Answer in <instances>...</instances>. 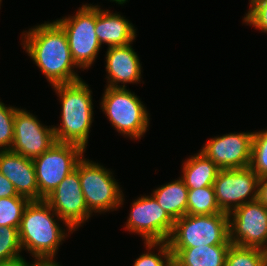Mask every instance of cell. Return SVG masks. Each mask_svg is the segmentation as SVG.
<instances>
[{"mask_svg": "<svg viewBox=\"0 0 267 266\" xmlns=\"http://www.w3.org/2000/svg\"><path fill=\"white\" fill-rule=\"evenodd\" d=\"M225 266H267V251L231 244Z\"/></svg>", "mask_w": 267, "mask_h": 266, "instance_id": "22", "label": "cell"}, {"mask_svg": "<svg viewBox=\"0 0 267 266\" xmlns=\"http://www.w3.org/2000/svg\"><path fill=\"white\" fill-rule=\"evenodd\" d=\"M258 200L267 207V176L259 178Z\"/></svg>", "mask_w": 267, "mask_h": 266, "instance_id": "30", "label": "cell"}, {"mask_svg": "<svg viewBox=\"0 0 267 266\" xmlns=\"http://www.w3.org/2000/svg\"><path fill=\"white\" fill-rule=\"evenodd\" d=\"M213 186L219 208L229 213L247 202L258 199L259 177L249 166L220 169Z\"/></svg>", "mask_w": 267, "mask_h": 266, "instance_id": "10", "label": "cell"}, {"mask_svg": "<svg viewBox=\"0 0 267 266\" xmlns=\"http://www.w3.org/2000/svg\"><path fill=\"white\" fill-rule=\"evenodd\" d=\"M56 143L53 126H43L40 121L23 109H17L14 119V140L11 151L34 159Z\"/></svg>", "mask_w": 267, "mask_h": 266, "instance_id": "13", "label": "cell"}, {"mask_svg": "<svg viewBox=\"0 0 267 266\" xmlns=\"http://www.w3.org/2000/svg\"><path fill=\"white\" fill-rule=\"evenodd\" d=\"M220 168L200 151L183 163V176L188 189L213 186Z\"/></svg>", "mask_w": 267, "mask_h": 266, "instance_id": "19", "label": "cell"}, {"mask_svg": "<svg viewBox=\"0 0 267 266\" xmlns=\"http://www.w3.org/2000/svg\"><path fill=\"white\" fill-rule=\"evenodd\" d=\"M231 244L170 248L173 266H225Z\"/></svg>", "mask_w": 267, "mask_h": 266, "instance_id": "18", "label": "cell"}, {"mask_svg": "<svg viewBox=\"0 0 267 266\" xmlns=\"http://www.w3.org/2000/svg\"><path fill=\"white\" fill-rule=\"evenodd\" d=\"M145 246L151 250L159 246L158 255L152 251L140 255L135 261L133 266H173V255L169 248L167 241L161 242H144Z\"/></svg>", "mask_w": 267, "mask_h": 266, "instance_id": "26", "label": "cell"}, {"mask_svg": "<svg viewBox=\"0 0 267 266\" xmlns=\"http://www.w3.org/2000/svg\"><path fill=\"white\" fill-rule=\"evenodd\" d=\"M151 195L174 221L187 214L188 188L182 178L162 185Z\"/></svg>", "mask_w": 267, "mask_h": 266, "instance_id": "20", "label": "cell"}, {"mask_svg": "<svg viewBox=\"0 0 267 266\" xmlns=\"http://www.w3.org/2000/svg\"><path fill=\"white\" fill-rule=\"evenodd\" d=\"M249 167L259 178L267 176V130L253 133Z\"/></svg>", "mask_w": 267, "mask_h": 266, "instance_id": "24", "label": "cell"}, {"mask_svg": "<svg viewBox=\"0 0 267 266\" xmlns=\"http://www.w3.org/2000/svg\"><path fill=\"white\" fill-rule=\"evenodd\" d=\"M29 263L23 257L0 263V266H28Z\"/></svg>", "mask_w": 267, "mask_h": 266, "instance_id": "31", "label": "cell"}, {"mask_svg": "<svg viewBox=\"0 0 267 266\" xmlns=\"http://www.w3.org/2000/svg\"><path fill=\"white\" fill-rule=\"evenodd\" d=\"M131 206L126 223V229L129 232L140 234L145 242L168 240L175 221L152 195L138 197Z\"/></svg>", "mask_w": 267, "mask_h": 266, "instance_id": "11", "label": "cell"}, {"mask_svg": "<svg viewBox=\"0 0 267 266\" xmlns=\"http://www.w3.org/2000/svg\"><path fill=\"white\" fill-rule=\"evenodd\" d=\"M54 215L61 220L45 200L30 201L23 212L18 228L20 243L35 260L55 258L60 243L67 236Z\"/></svg>", "mask_w": 267, "mask_h": 266, "instance_id": "3", "label": "cell"}, {"mask_svg": "<svg viewBox=\"0 0 267 266\" xmlns=\"http://www.w3.org/2000/svg\"><path fill=\"white\" fill-rule=\"evenodd\" d=\"M228 219L232 245L267 251V207L258 199L235 208Z\"/></svg>", "mask_w": 267, "mask_h": 266, "instance_id": "9", "label": "cell"}, {"mask_svg": "<svg viewBox=\"0 0 267 266\" xmlns=\"http://www.w3.org/2000/svg\"><path fill=\"white\" fill-rule=\"evenodd\" d=\"M18 108L6 107L0 101V151L11 150L14 140V119Z\"/></svg>", "mask_w": 267, "mask_h": 266, "instance_id": "27", "label": "cell"}, {"mask_svg": "<svg viewBox=\"0 0 267 266\" xmlns=\"http://www.w3.org/2000/svg\"><path fill=\"white\" fill-rule=\"evenodd\" d=\"M61 100V125L53 126L56 142L72 143L84 150L93 117L91 90L83 80L52 86Z\"/></svg>", "mask_w": 267, "mask_h": 266, "instance_id": "2", "label": "cell"}, {"mask_svg": "<svg viewBox=\"0 0 267 266\" xmlns=\"http://www.w3.org/2000/svg\"><path fill=\"white\" fill-rule=\"evenodd\" d=\"M28 266H60L55 260L49 259V260H35L33 264H30Z\"/></svg>", "mask_w": 267, "mask_h": 266, "instance_id": "32", "label": "cell"}, {"mask_svg": "<svg viewBox=\"0 0 267 266\" xmlns=\"http://www.w3.org/2000/svg\"><path fill=\"white\" fill-rule=\"evenodd\" d=\"M0 172L14 185L18 195L39 201L33 159L11 150L0 151Z\"/></svg>", "mask_w": 267, "mask_h": 266, "instance_id": "15", "label": "cell"}, {"mask_svg": "<svg viewBox=\"0 0 267 266\" xmlns=\"http://www.w3.org/2000/svg\"><path fill=\"white\" fill-rule=\"evenodd\" d=\"M120 14L110 13L109 10H102L96 6L95 32L97 38L102 43L112 46H125L133 42L136 38V29Z\"/></svg>", "mask_w": 267, "mask_h": 266, "instance_id": "17", "label": "cell"}, {"mask_svg": "<svg viewBox=\"0 0 267 266\" xmlns=\"http://www.w3.org/2000/svg\"><path fill=\"white\" fill-rule=\"evenodd\" d=\"M255 1H256V0H250V3H249V4L251 5V4H252L253 2H255Z\"/></svg>", "mask_w": 267, "mask_h": 266, "instance_id": "34", "label": "cell"}, {"mask_svg": "<svg viewBox=\"0 0 267 266\" xmlns=\"http://www.w3.org/2000/svg\"><path fill=\"white\" fill-rule=\"evenodd\" d=\"M72 233L91 217L82 188L79 172L75 169L44 199Z\"/></svg>", "mask_w": 267, "mask_h": 266, "instance_id": "12", "label": "cell"}, {"mask_svg": "<svg viewBox=\"0 0 267 266\" xmlns=\"http://www.w3.org/2000/svg\"><path fill=\"white\" fill-rule=\"evenodd\" d=\"M221 212L223 211L217 204L214 186L188 189V215H213Z\"/></svg>", "mask_w": 267, "mask_h": 266, "instance_id": "21", "label": "cell"}, {"mask_svg": "<svg viewBox=\"0 0 267 266\" xmlns=\"http://www.w3.org/2000/svg\"><path fill=\"white\" fill-rule=\"evenodd\" d=\"M107 86L126 88L127 83H139L141 79V63L131 46L108 47L106 52ZM121 82L120 85L119 83ZM126 83V84H125ZM119 84V85H118Z\"/></svg>", "mask_w": 267, "mask_h": 266, "instance_id": "16", "label": "cell"}, {"mask_svg": "<svg viewBox=\"0 0 267 266\" xmlns=\"http://www.w3.org/2000/svg\"><path fill=\"white\" fill-rule=\"evenodd\" d=\"M30 200L26 197L0 198V226L19 228L23 212Z\"/></svg>", "mask_w": 267, "mask_h": 266, "instance_id": "23", "label": "cell"}, {"mask_svg": "<svg viewBox=\"0 0 267 266\" xmlns=\"http://www.w3.org/2000/svg\"><path fill=\"white\" fill-rule=\"evenodd\" d=\"M141 100L129 89L106 87L101 108L121 134L140 139L149 126V116Z\"/></svg>", "mask_w": 267, "mask_h": 266, "instance_id": "5", "label": "cell"}, {"mask_svg": "<svg viewBox=\"0 0 267 266\" xmlns=\"http://www.w3.org/2000/svg\"><path fill=\"white\" fill-rule=\"evenodd\" d=\"M84 152L79 145L56 142L42 155L33 159L39 201L49 196L65 177L75 170Z\"/></svg>", "mask_w": 267, "mask_h": 266, "instance_id": "8", "label": "cell"}, {"mask_svg": "<svg viewBox=\"0 0 267 266\" xmlns=\"http://www.w3.org/2000/svg\"><path fill=\"white\" fill-rule=\"evenodd\" d=\"M75 169L79 172L84 200L91 213L112 211L123 205L122 190L110 170L84 156Z\"/></svg>", "mask_w": 267, "mask_h": 266, "instance_id": "6", "label": "cell"}, {"mask_svg": "<svg viewBox=\"0 0 267 266\" xmlns=\"http://www.w3.org/2000/svg\"><path fill=\"white\" fill-rule=\"evenodd\" d=\"M111 1H114V2H116V3H118V4H123V3H125L127 0H111Z\"/></svg>", "mask_w": 267, "mask_h": 266, "instance_id": "33", "label": "cell"}, {"mask_svg": "<svg viewBox=\"0 0 267 266\" xmlns=\"http://www.w3.org/2000/svg\"><path fill=\"white\" fill-rule=\"evenodd\" d=\"M26 33L23 32V48L51 86L82 80L73 69L77 66L70 53L67 35L56 21L37 25Z\"/></svg>", "mask_w": 267, "mask_h": 266, "instance_id": "1", "label": "cell"}, {"mask_svg": "<svg viewBox=\"0 0 267 266\" xmlns=\"http://www.w3.org/2000/svg\"><path fill=\"white\" fill-rule=\"evenodd\" d=\"M23 197L18 195L14 185L0 172V198Z\"/></svg>", "mask_w": 267, "mask_h": 266, "instance_id": "29", "label": "cell"}, {"mask_svg": "<svg viewBox=\"0 0 267 266\" xmlns=\"http://www.w3.org/2000/svg\"><path fill=\"white\" fill-rule=\"evenodd\" d=\"M19 232L15 227L0 226V263L22 257Z\"/></svg>", "mask_w": 267, "mask_h": 266, "instance_id": "25", "label": "cell"}, {"mask_svg": "<svg viewBox=\"0 0 267 266\" xmlns=\"http://www.w3.org/2000/svg\"><path fill=\"white\" fill-rule=\"evenodd\" d=\"M253 133H229L211 138L200 152L220 169L248 167L251 161Z\"/></svg>", "mask_w": 267, "mask_h": 266, "instance_id": "14", "label": "cell"}, {"mask_svg": "<svg viewBox=\"0 0 267 266\" xmlns=\"http://www.w3.org/2000/svg\"><path fill=\"white\" fill-rule=\"evenodd\" d=\"M167 243L169 248L231 244L228 213L221 212L213 215L186 214L175 220Z\"/></svg>", "mask_w": 267, "mask_h": 266, "instance_id": "4", "label": "cell"}, {"mask_svg": "<svg viewBox=\"0 0 267 266\" xmlns=\"http://www.w3.org/2000/svg\"><path fill=\"white\" fill-rule=\"evenodd\" d=\"M96 6L85 4L74 16L56 20L67 35L72 59L78 68L91 67L101 47L95 32Z\"/></svg>", "mask_w": 267, "mask_h": 266, "instance_id": "7", "label": "cell"}, {"mask_svg": "<svg viewBox=\"0 0 267 266\" xmlns=\"http://www.w3.org/2000/svg\"><path fill=\"white\" fill-rule=\"evenodd\" d=\"M243 22L267 33V0L253 2Z\"/></svg>", "mask_w": 267, "mask_h": 266, "instance_id": "28", "label": "cell"}]
</instances>
